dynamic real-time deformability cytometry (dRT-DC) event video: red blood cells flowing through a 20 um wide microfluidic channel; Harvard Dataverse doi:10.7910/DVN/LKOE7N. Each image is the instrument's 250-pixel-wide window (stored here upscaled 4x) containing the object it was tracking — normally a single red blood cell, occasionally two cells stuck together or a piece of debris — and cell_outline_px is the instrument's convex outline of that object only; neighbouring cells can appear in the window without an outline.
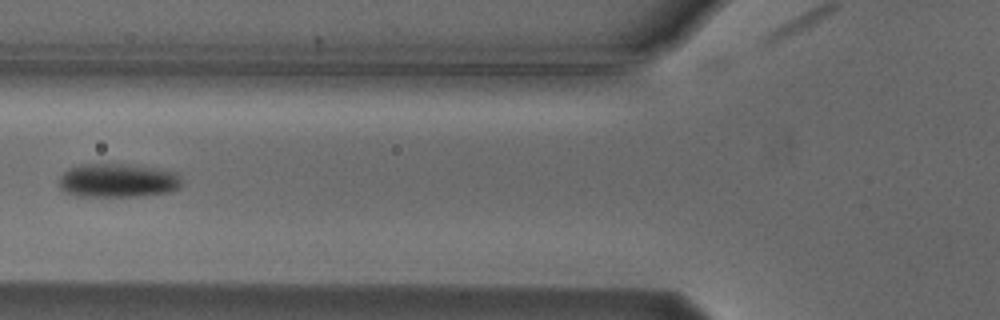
{"species": "Egyptian fruit bat (a non-hibernating species)", "species_latin": "Rousettus aegyptiacus", "temperature_condition": "cold", "stored_images_in_passage": 21, "camera_frame_rate_fps": 3000, "um_per_image_px": 0.085, "animal": {"sex": "male"}, "frame": {"image": 1, "passage_image": 2, "time_ms": 0.333, "image_size_px": [1000, 320], "cell_outline_px": [[180, 184], [176, 188], [168, 192], [140, 196], [76, 196], [64, 192], [60, 188], [60, 176], [68, 168], [80, 164], [124, 164], [152, 168], [176, 172], [180, 176]], "centroid_in_image_um": [9.95, 15.34], "position_along_channel_um": 115.8, "area_um2": 23.99}}
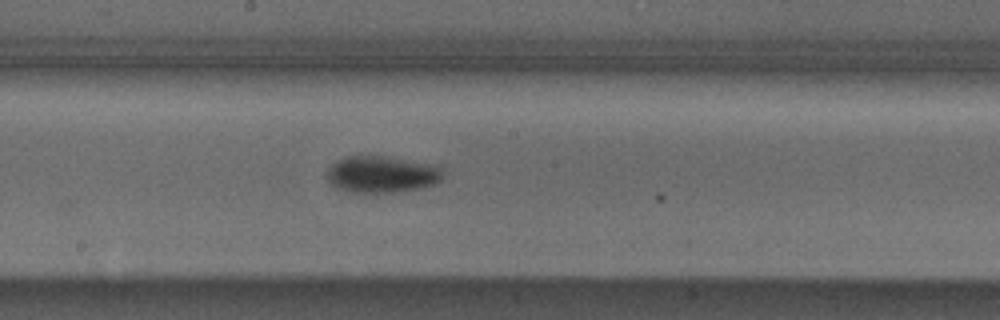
{"frame": {"image": 2, "passage_image": 10, "time_ms": 3.0, "image_size_px": [1000, 320], "cell_outline_px": [[440, 180], [432, 184], [420, 188], [396, 192], [352, 192], [336, 188], [328, 180], [328, 168], [336, 160], [348, 156], [388, 156], [428, 164], [440, 168]], "centroid_in_image_um": [32.38, 14.81], "position_along_channel_um": 215.8, "area_um2": 24.33}}
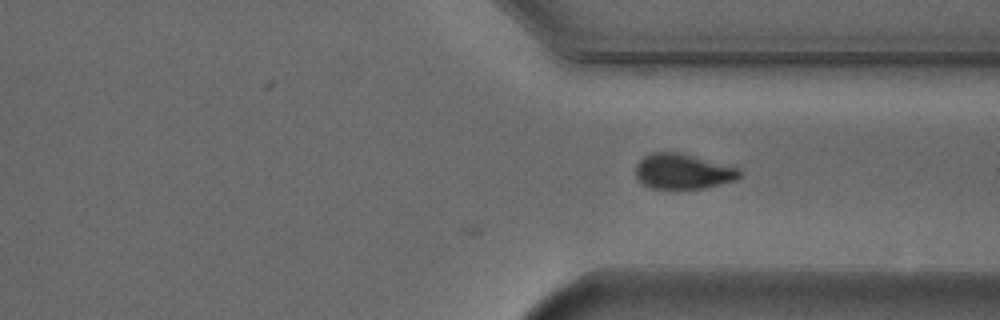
{"frame": {"image": 3, "passage_image": 21, "time_ms": 6.667, "image_size_px": [1000, 320], "cell_outline_px": [[740, 176], [736, 180], [704, 188], [652, 188], [644, 184], [636, 176], [636, 164], [644, 156], [652, 152], [680, 152], [740, 168]], "centroid_in_image_um": [58.06, 14.55], "position_along_channel_um": 353.3, "area_um2": 21.21}}